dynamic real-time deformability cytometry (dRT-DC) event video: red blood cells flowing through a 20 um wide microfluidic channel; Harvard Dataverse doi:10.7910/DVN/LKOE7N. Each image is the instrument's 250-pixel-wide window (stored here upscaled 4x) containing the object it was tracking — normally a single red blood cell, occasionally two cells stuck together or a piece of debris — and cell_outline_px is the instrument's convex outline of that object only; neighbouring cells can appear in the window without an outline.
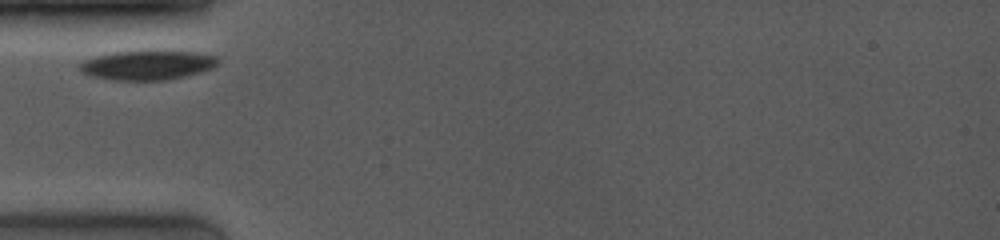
{"species": "common noctule bat (a hibernating species)", "species_latin": "Nyctalus noctula", "temperature_condition": "room temperature", "stored_images_in_passage": 3, "camera_frame_rate_fps": 4000, "um_per_image_px": 0.085, "animal": {"sex": "female", "body_mass_g": 19.0, "forearm_length_mm": 53.3}, "frame": {"image": 1, "passage_image": 1, "time_ms": 0.0, "image_size_px": [1000, 240], "cell_outline_px": [[220, 60], [212, 68], [200, 72], [168, 80], [112, 80], [92, 76], [80, 72], [80, 64], [84, 60], [96, 56], [112, 52], [144, 48], [148, 48], [196, 52], [216, 56]], "centroid_in_image_um": [12.53, 5.49], "position_along_channel_um": 72.5, "area_um2": 24.57}}
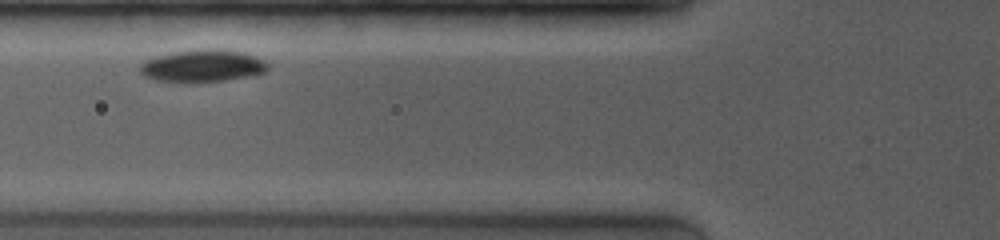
{"frame": {"image": 2, "passage_image": 2, "time_ms": 1.0, "image_size_px": [1000, 240], "cell_outline_px": [[268, 68], [264, 72], [256, 76], [224, 80], [184, 84], [156, 80], [144, 76], [140, 72], [140, 64], [144, 60], [156, 56], [172, 52], [196, 48], [224, 48], [244, 52], [256, 56], [264, 60], [268, 64]], "centroid_in_image_um": [17.22, 5.6], "position_along_channel_um": 108.6, "area_um2": 25.03}}